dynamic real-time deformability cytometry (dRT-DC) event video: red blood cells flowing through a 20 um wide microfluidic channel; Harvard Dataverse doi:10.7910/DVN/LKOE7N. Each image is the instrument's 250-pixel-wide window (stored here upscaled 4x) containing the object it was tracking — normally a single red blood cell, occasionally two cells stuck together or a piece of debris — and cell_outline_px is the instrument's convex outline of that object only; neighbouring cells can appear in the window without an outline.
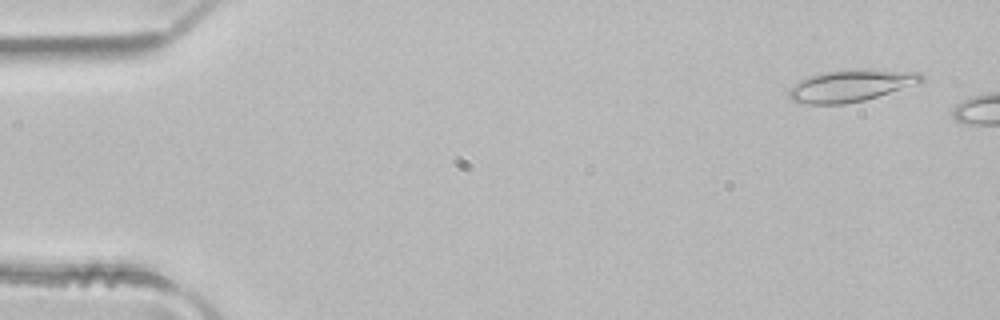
{"species": "common noctule bat (a hibernating species)", "species_latin": "Nyctalus noctula", "temperature_condition": "room temperature", "stored_images_in_passage": 2, "camera_frame_rate_fps": 3000, "um_per_image_px": 0.085, "animal": {"sex": "male", "body_mass_g": 21.5, "forearm_length_mm": 52.0}, "frame": {"image": 1, "passage_image": 1, "time_ms": 0.0, "image_size_px": [1000, 320], "cell_outline_px": [[924, 80], [920, 84], [864, 100], [844, 104], [808, 104], [792, 100], [788, 96], [788, 88], [792, 84], [800, 80], [812, 76], [828, 72], [864, 68], [868, 68], [920, 72], [924, 76]], "centroid_in_image_um": [72.39, 7.27], "position_along_channel_um": 12.6, "area_um2": 24.85}}